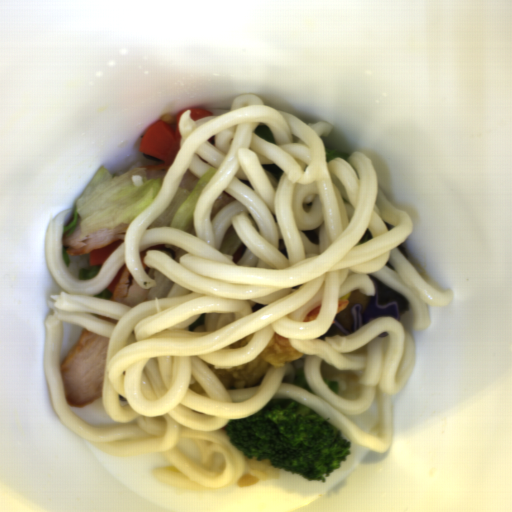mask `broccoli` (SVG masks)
<instances>
[{
    "instance_id": "broccoli-1",
    "label": "broccoli",
    "mask_w": 512,
    "mask_h": 512,
    "mask_svg": "<svg viewBox=\"0 0 512 512\" xmlns=\"http://www.w3.org/2000/svg\"><path fill=\"white\" fill-rule=\"evenodd\" d=\"M329 420L288 397L274 396L253 415L230 419L223 432L248 459L270 461L308 482H323L341 468L352 448Z\"/></svg>"
},
{
    "instance_id": "broccoli-2",
    "label": "broccoli",
    "mask_w": 512,
    "mask_h": 512,
    "mask_svg": "<svg viewBox=\"0 0 512 512\" xmlns=\"http://www.w3.org/2000/svg\"><path fill=\"white\" fill-rule=\"evenodd\" d=\"M287 381L288 384L298 386L299 388L310 394H315L312 387L308 383V380L305 376V369L303 367L295 368L290 373H288Z\"/></svg>"
},
{
    "instance_id": "broccoli-3",
    "label": "broccoli",
    "mask_w": 512,
    "mask_h": 512,
    "mask_svg": "<svg viewBox=\"0 0 512 512\" xmlns=\"http://www.w3.org/2000/svg\"><path fill=\"white\" fill-rule=\"evenodd\" d=\"M322 382L337 396L340 397V388L338 380L330 378H322Z\"/></svg>"
}]
</instances>
